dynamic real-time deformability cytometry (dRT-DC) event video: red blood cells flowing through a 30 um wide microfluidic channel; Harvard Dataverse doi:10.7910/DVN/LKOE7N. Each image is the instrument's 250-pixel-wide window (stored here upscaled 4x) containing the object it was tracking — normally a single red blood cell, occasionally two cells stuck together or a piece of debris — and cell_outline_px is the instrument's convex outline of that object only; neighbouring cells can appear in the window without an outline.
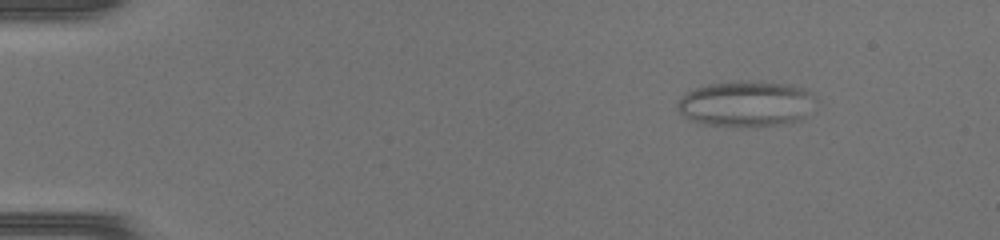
{"species": "common noctule bat (a hibernating species)", "species_latin": "Nyctalus noctula", "temperature_condition": "warm", "stored_images_in_passage": 48, "camera_frame_rate_fps": 3000, "um_per_image_px": 0.085, "animal": {"sex": "female", "body_mass_g": 17.0, "forearm_length_mm": 48.0}, "frame": {"image": 1, "passage_image": 7, "time_ms": 2.0, "image_size_px": [1000, 240], "cell_outline_px": [[816, 112], [796, 120], [768, 124], [708, 124], [692, 120], [684, 116], [680, 112], [676, 104], [684, 92], [708, 84], [740, 80], [760, 80], [792, 84], [804, 88], [812, 92], [816, 96]], "centroid_in_image_um": [63.5, 8.74], "position_along_channel_um": 21.5, "area_um2": 36.76}}
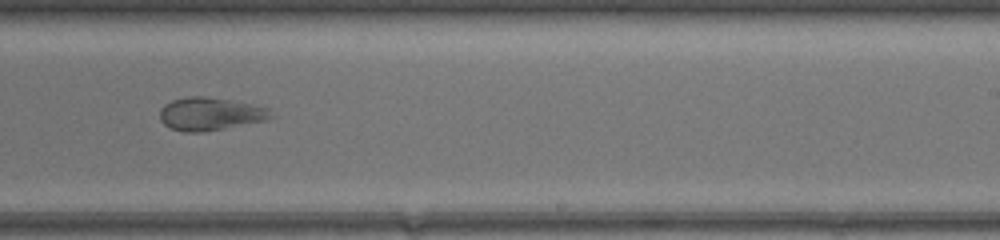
{"frame": {"image": 2, "passage_image": 31, "time_ms": 10.0, "image_size_px": [1000, 240], "cell_outline_px": [[272, 116], [268, 120], [224, 128], [200, 132], [184, 132], [172, 128], [164, 124], [160, 120], [160, 108], [164, 104], [172, 100], [188, 96], [208, 96], [252, 104], [268, 108]], "centroid_in_image_um": [17.84, 9.67], "position_along_channel_um": 271.2, "area_um2": 21.27}}
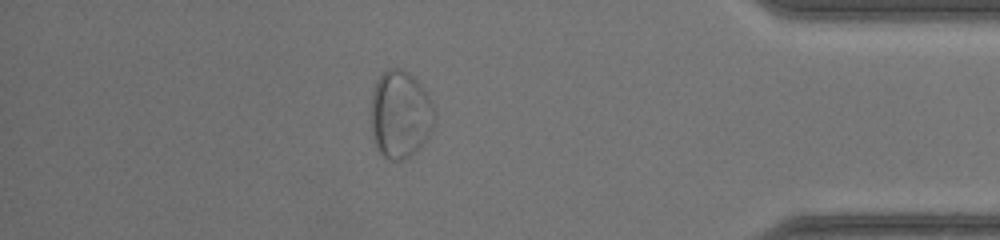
{"frame": {"image": 3, "passage_image": 42, "time_ms": 13.667, "image_size_px": [1000, 240], "cell_outline_px": [[436, 120], [428, 136], [404, 160], [388, 160], [376, 148], [372, 132], [372, 88], [376, 80], [388, 68], [400, 68], [408, 72], [424, 88], [432, 104]], "centroid_in_image_um": [34.01, 9.7], "position_along_channel_um": 401.2, "area_um2": 32.14}}